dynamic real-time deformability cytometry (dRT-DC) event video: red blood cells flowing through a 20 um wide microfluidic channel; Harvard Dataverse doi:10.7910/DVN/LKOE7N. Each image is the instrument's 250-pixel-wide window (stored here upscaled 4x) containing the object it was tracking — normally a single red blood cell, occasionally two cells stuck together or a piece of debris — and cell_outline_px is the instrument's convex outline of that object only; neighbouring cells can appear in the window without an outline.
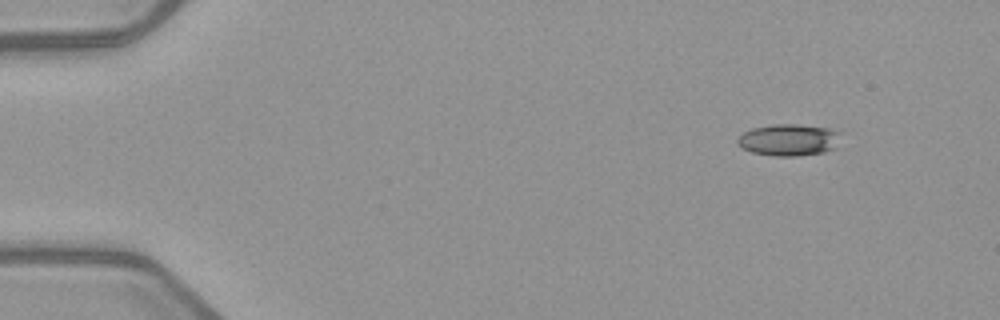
{"species": "common noctule bat (a hibernating species)", "species_latin": "Nyctalus noctula", "temperature_condition": "warm", "stored_images_in_passage": 4, "camera_frame_rate_fps": 3000, "um_per_image_px": 0.085, "animal": {"sex": "female", "body_mass_g": 21.9}, "frame": {"image": 1, "passage_image": 1, "time_ms": 0.0, "image_size_px": [1000, 320], "cell_outline_px": [[840, 132], [836, 148], [824, 152], [796, 156], [772, 156], [752, 152], [740, 148], [736, 140], [744, 132], [752, 128], [772, 124], [796, 124], [832, 128]], "centroid_in_image_um": [67.04, 11.89], "position_along_channel_um": 18.0, "area_um2": 19.31}}
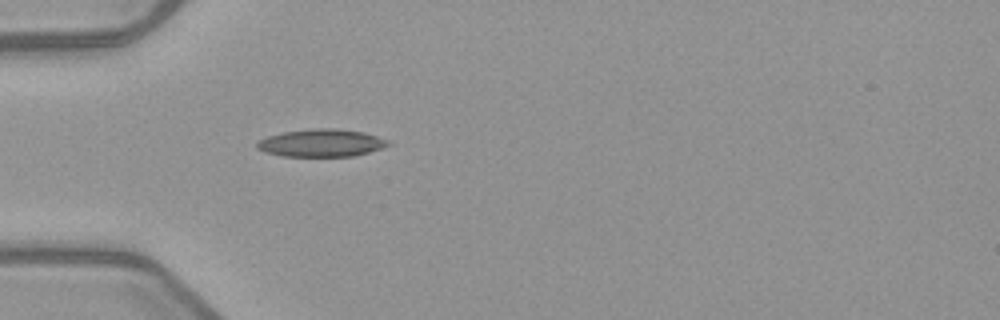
{"frame": {"image": 2, "passage_image": 4, "time_ms": 3.667, "image_size_px": [1000, 320], "cell_outline_px": [[392, 144], [368, 152], [352, 156], [280, 156], [264, 152], [256, 148], [256, 140], [268, 136], [284, 132], [316, 128], [332, 128], [364, 132], [388, 140]], "centroid_in_image_um": [27.27, 12.15], "position_along_channel_um": 57.7, "area_um2": 21.04}}